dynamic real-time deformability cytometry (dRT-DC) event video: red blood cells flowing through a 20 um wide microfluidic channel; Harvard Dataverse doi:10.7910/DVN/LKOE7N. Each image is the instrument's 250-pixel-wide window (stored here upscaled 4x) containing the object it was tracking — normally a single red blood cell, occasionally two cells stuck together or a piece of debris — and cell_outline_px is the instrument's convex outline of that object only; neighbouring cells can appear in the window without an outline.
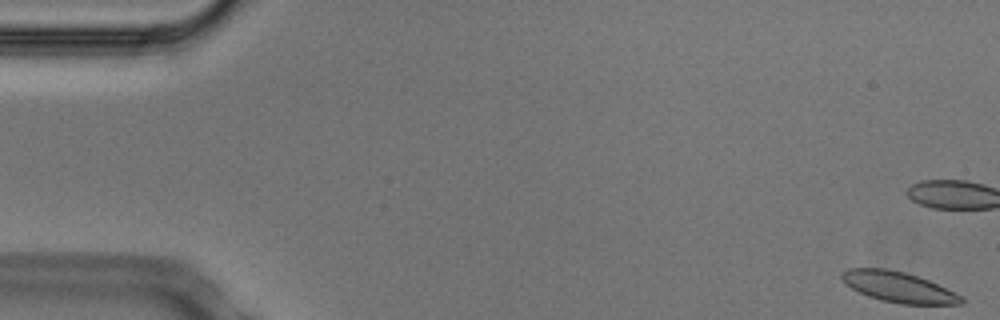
{"species": "Egyptian fruit bat (a non-hibernating species)", "species_latin": "Rousettus aegyptiacus", "temperature_condition": "cold", "stored_images_in_passage": 53, "camera_frame_rate_fps": 3000, "um_per_image_px": 0.085, "animal": {"sex": "male"}, "frame": {"image": 1, "passage_image": 1, "time_ms": 0.0, "image_size_px": [1000, 320], "cell_outline_px": [[964, 304], [900, 304], [880, 300], [868, 296], [852, 288], [840, 280], [840, 272], [848, 268], [888, 268], [904, 272], [928, 280], [964, 296]], "centroid_in_image_um": [76.35, 24.39], "position_along_channel_um": 8.6, "area_um2": 21.39}, "authors_computed_cell_mechanics": {"area_um2": 22.1952, "velocity_mm_per_s": 3.7109, "shape_relaxation_time_tau1_ms": 5.0619, "shape_relaxation_time_tau2_ms": 3.5494, "deformation_change_tau1": 0.1324, "deformation_change_tau2": 0.0983}}